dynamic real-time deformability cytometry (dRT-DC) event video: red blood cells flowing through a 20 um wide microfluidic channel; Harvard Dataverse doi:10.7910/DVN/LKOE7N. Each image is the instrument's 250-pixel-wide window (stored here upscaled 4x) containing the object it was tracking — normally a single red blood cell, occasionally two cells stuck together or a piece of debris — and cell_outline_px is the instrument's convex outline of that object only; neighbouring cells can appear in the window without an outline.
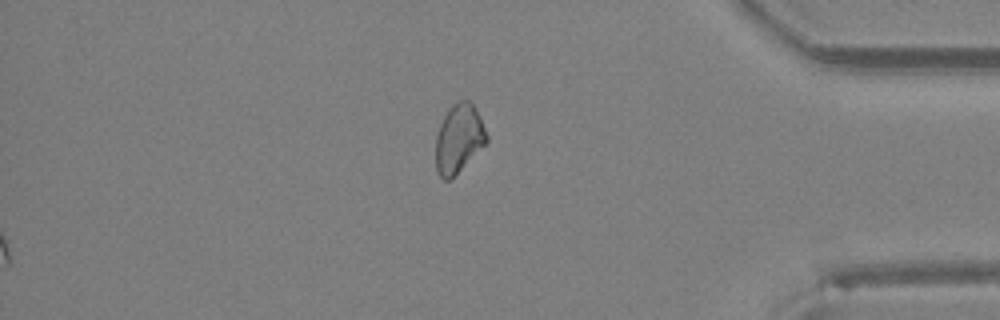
{"species": "Egyptian fruit bat (a non-hibernating species)", "species_latin": "Rousettus aegyptiacus", "temperature_condition": "room temperature", "stored_images_in_passage": 31, "segment_of_instrument_passage": [2, 2], "camera_frame_rate_fps": 3000, "um_per_image_px": 0.085, "animal": {"sex": "female"}, "frame": {"image": 1, "passage_image": 31, "time_ms": 10.0, "image_size_px": [1000, 320], "cell_outline_px": [[488, 140], [448, 180], [444, 180], [436, 172], [436, 136], [440, 124], [444, 116], [452, 104], [456, 100], [472, 100], [480, 116], [488, 136]], "centroid_in_image_um": [38.98, 11.7], "position_along_channel_um": 396.2, "area_um2": 20.0}}